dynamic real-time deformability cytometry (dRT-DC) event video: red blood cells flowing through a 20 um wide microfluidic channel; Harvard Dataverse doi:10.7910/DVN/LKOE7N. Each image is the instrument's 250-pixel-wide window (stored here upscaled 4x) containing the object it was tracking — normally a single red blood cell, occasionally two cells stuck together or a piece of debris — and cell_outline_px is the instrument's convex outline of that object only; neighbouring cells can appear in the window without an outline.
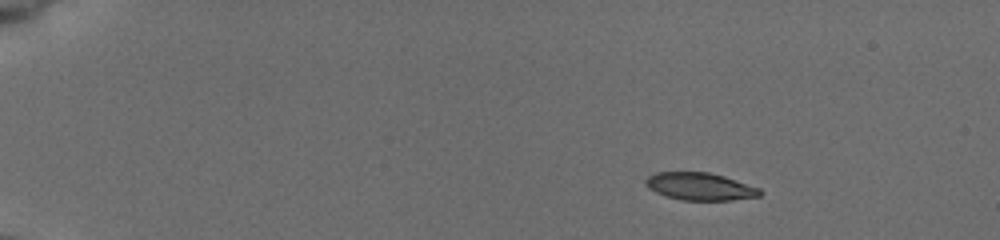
{"species": "common noctule bat (a hibernating species)", "species_latin": "Nyctalus noctula", "temperature_condition": "cold", "stored_images_in_passage": 47, "camera_frame_rate_fps": 3000, "um_per_image_px": 0.085, "animal": {"sex": "female", "body_mass_g": 19.5, "forearm_length_mm": 54.1}, "frame": {"image": 1, "passage_image": 1, "time_ms": 0.0, "image_size_px": [1000, 240], "cell_outline_px": [[764, 192], [760, 196], [732, 200], [680, 200], [656, 192], [648, 188], [644, 184], [644, 180], [648, 176], [656, 172], [708, 172], [724, 176], [760, 188]], "centroid_in_image_um": [59.5, 15.85], "position_along_channel_um": 25.5, "area_um2": 18.38}}
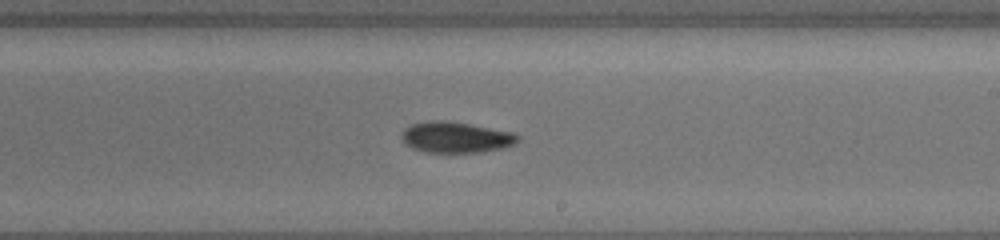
{"frame": {"image": 2, "passage_image": 27, "time_ms": 8.667, "image_size_px": [1000, 240], "cell_outline_px": [[520, 140], [516, 144], [504, 148], [484, 152], [424, 152], [412, 148], [404, 144], [400, 136], [400, 132], [404, 128], [412, 124], [432, 120], [444, 120], [516, 132], [520, 136]], "centroid_in_image_um": [38.76, 11.67], "position_along_channel_um": 250.2, "area_um2": 21.33}}
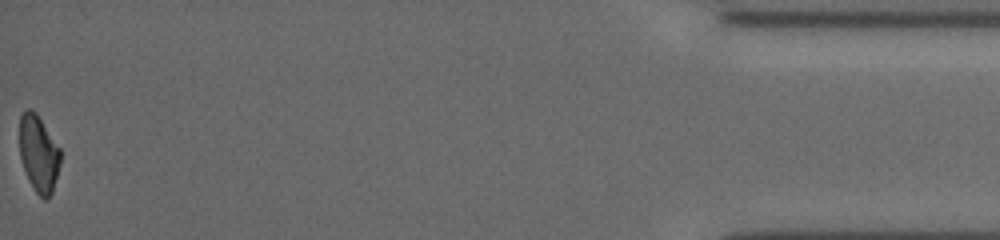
{"frame": {"image": 3, "passage_image": 47, "time_ms": 15.333, "image_size_px": [1000, 240], "cell_outline_px": [[60, 164], [52, 192], [44, 200], [36, 192], [28, 180], [20, 156], [20, 116], [28, 108], [36, 112], [60, 148]], "centroid_in_image_um": [3.29, 13.05], "position_along_channel_um": 431.9, "area_um2": 18.03}, "authors_computed_cell_mechanics": {"area_um2": 19.8254, "velocity_mm_per_s": 3.9082, "shape_relaxation_time_tau1_ms": 5.7068, "shape_relaxation_time_tau2_ms": null, "deformation_change_tau1": 0.1541, "deformation_change_tau2": null}}